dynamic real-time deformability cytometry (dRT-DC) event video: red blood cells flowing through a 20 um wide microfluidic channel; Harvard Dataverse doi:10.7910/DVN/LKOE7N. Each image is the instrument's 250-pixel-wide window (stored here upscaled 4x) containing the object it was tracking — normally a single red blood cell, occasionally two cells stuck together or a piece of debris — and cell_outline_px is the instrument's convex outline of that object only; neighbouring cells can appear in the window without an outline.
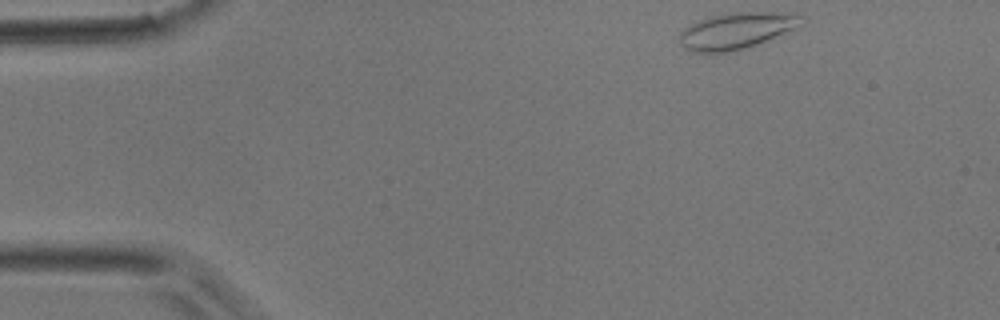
{"species": "common noctule bat (a hibernating species)", "species_latin": "Nyctalus noctula", "temperature_condition": "room temperature", "stored_images_in_passage": 3, "camera_frame_rate_fps": 3000, "um_per_image_px": 0.085, "animal": {"sex": "male", "body_mass_g": 17.9}, "frame": {"image": 1, "passage_image": 1, "time_ms": 0.0, "image_size_px": [1000, 320], "cell_outline_px": [[800, 24], [768, 40], [736, 52], [692, 52], [684, 48], [680, 44], [680, 32], [684, 28], [708, 16], [736, 12], [780, 12], [800, 16]], "centroid_in_image_um": [62.51, 2.63], "position_along_channel_um": 22.5, "area_um2": 25.43}}